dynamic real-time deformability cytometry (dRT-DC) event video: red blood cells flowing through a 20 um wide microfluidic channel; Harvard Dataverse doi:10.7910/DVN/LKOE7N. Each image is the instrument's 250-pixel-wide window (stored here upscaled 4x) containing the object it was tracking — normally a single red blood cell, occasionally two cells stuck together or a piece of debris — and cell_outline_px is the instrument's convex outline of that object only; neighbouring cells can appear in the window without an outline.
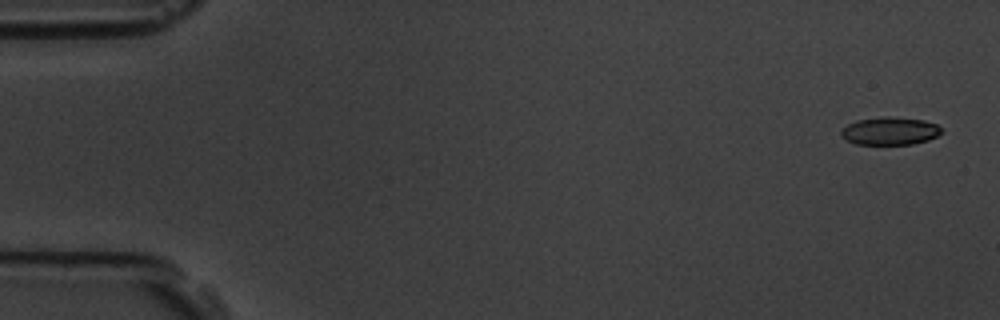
{"species": "common noctule bat (a hibernating species)", "species_latin": "Nyctalus noctula", "temperature_condition": "room temperature", "stored_images_in_passage": 6, "camera_frame_rate_fps": 3000, "um_per_image_px": 0.085, "animal": {"sex": "male", "body_mass_g": 19.5, "forearm_length_mm": 54.6}, "frame": {"image": 1, "passage_image": 1, "time_ms": 0.0, "image_size_px": [1000, 320], "cell_outline_px": [[940, 132], [936, 136], [928, 140], [912, 144], [856, 144], [840, 136], [840, 132], [848, 124], [856, 120], [884, 116], [888, 116], [924, 120], [936, 124], [940, 128]], "centroid_in_image_um": [75.62, 11.13], "position_along_channel_um": 9.4, "area_um2": 16.13}}
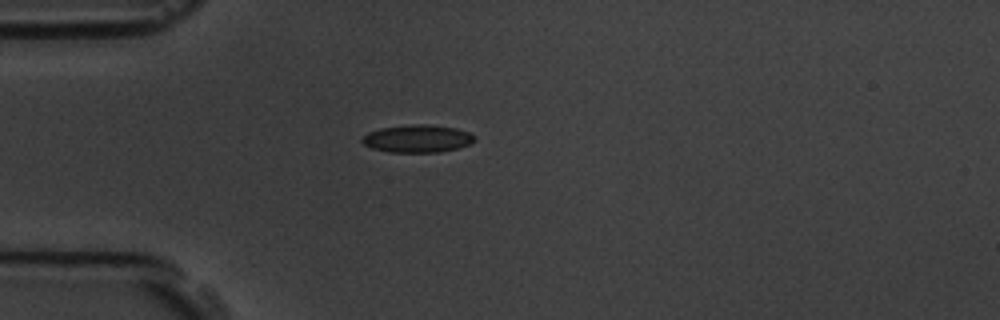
{"frame": {"image": 2, "passage_image": 4, "time_ms": 4.333, "image_size_px": [1000, 320], "cell_outline_px": [[476, 140], [468, 144], [456, 148], [440, 152], [388, 152], [372, 148], [364, 144], [360, 140], [368, 132], [380, 128], [416, 124], [424, 124], [456, 128], [468, 132]], "centroid_in_image_um": [35.44, 11.78], "position_along_channel_um": 49.6, "area_um2": 17.86}}
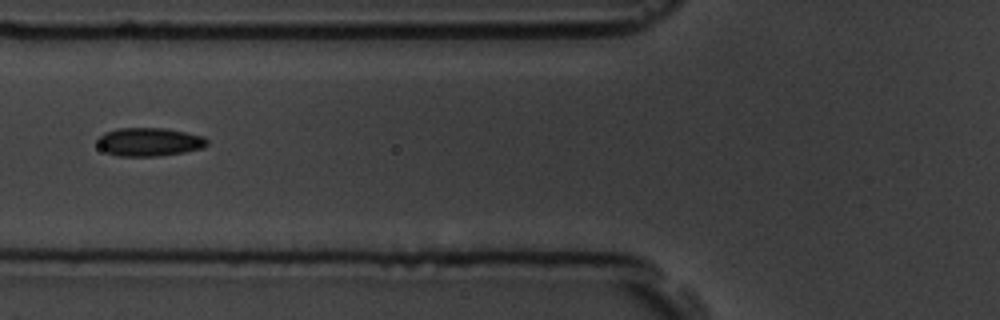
{"frame": {"image": 3, "passage_image": 6, "time_ms": 6.333, "image_size_px": [1000, 320], "cell_outline_px": [[208, 144], [204, 148], [184, 152], [160, 156], [116, 156], [104, 152], [100, 148], [96, 140], [104, 132], [120, 128], [164, 128], [204, 136], [208, 140]], "centroid_in_image_um": [12.68, 12.07], "position_along_channel_um": 113.1, "area_um2": 18.32}}